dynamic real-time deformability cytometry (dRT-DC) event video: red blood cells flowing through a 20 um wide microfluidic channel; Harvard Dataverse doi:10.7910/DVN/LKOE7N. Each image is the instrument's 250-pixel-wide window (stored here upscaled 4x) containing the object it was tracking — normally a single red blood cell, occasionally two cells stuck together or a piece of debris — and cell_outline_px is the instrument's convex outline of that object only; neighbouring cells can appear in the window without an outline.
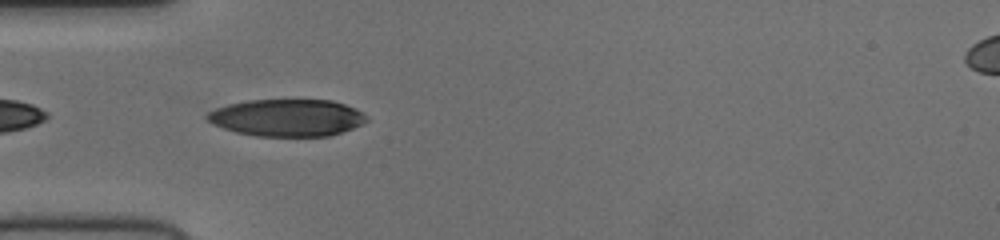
{"species": "human", "species_latin": "Homo sapiens", "temperature_condition": "cold", "stored_images_in_passage": 38, "camera_frame_rate_fps": 3000, "um_per_image_px": 0.085, "donor": {"sex": "female"}, "frame": {"image": 1, "passage_image": 2, "time_ms": 0.333, "image_size_px": [1000, 240], "cell_outline_px": [[368, 120], [352, 128], [328, 136], [256, 136], [236, 132], [224, 128], [208, 120], [204, 116], [208, 112], [216, 108], [228, 104], [248, 100], [332, 100], [356, 108]], "centroid_in_image_um": [24.37, 10.0], "position_along_channel_um": 60.6, "area_um2": 34.16}}
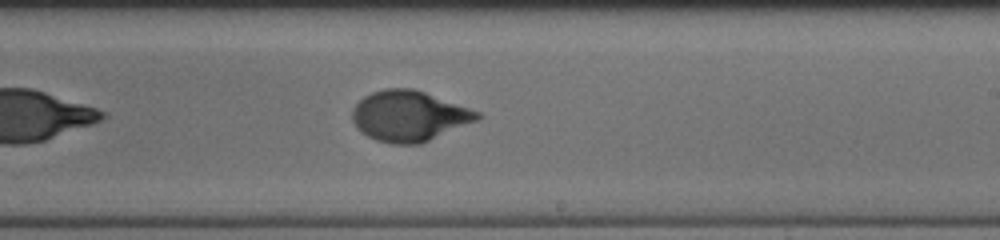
{"frame": {"image": 2, "passage_image": 17, "time_ms": 5.333, "image_size_px": [1000, 240], "cell_outline_px": [[480, 116], [476, 120], [420, 144], [388, 144], [376, 140], [360, 132], [356, 128], [352, 120], [352, 108], [364, 96], [372, 92], [384, 88], [412, 88], [424, 92], [480, 112]], "centroid_in_image_um": [34.7, 9.86], "position_along_channel_um": 254.3, "area_um2": 36.53}}
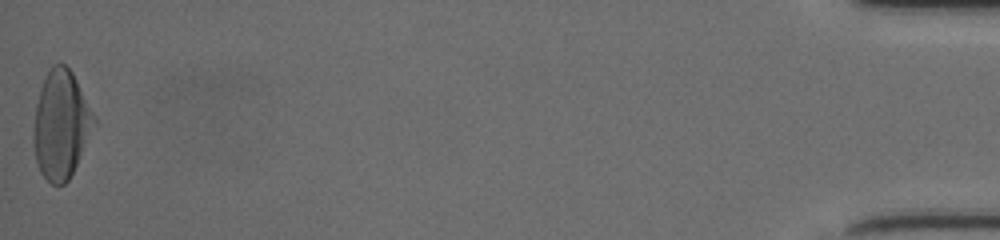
{"frame": {"image": 3, "passage_image": 38, "time_ms": 12.333, "image_size_px": [1000, 240], "cell_outline_px": [[96, 120], [76, 164], [68, 180], [64, 184], [52, 184], [40, 172], [36, 160], [36, 104], [48, 68], [52, 64], [64, 64], [72, 72]], "centroid_in_image_um": [5.19, 10.57], "position_along_channel_um": 430.0, "area_um2": 36.41}}